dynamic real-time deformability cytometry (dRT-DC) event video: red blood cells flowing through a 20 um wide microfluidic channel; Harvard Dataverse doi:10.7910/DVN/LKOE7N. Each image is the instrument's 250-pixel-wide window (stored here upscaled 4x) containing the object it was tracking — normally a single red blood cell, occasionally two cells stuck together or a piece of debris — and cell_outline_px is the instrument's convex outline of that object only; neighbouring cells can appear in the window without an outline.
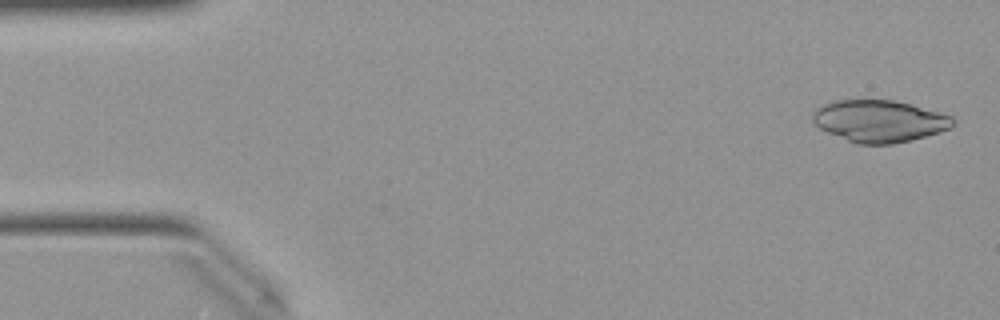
{"species": "Egyptian fruit bat (a non-hibernating species)", "species_latin": "Rousettus aegyptiacus", "temperature_condition": "warm", "stored_images_in_passage": 49, "camera_frame_rate_fps": 3000, "um_per_image_px": 0.085, "animal": {"sex": "female"}, "frame": {"image": 1, "passage_image": 2, "time_ms": 0.333, "image_size_px": [1000, 320], "cell_outline_px": [[956, 124], [952, 128], [940, 132], [912, 140], [892, 144], [856, 144], [828, 132], [820, 128], [812, 120], [812, 112], [816, 108], [832, 100], [892, 100], [940, 112], [952, 116], [956, 120]], "centroid_in_image_um": [74.76, 10.29], "position_along_channel_um": 10.2, "area_um2": 34.39}}